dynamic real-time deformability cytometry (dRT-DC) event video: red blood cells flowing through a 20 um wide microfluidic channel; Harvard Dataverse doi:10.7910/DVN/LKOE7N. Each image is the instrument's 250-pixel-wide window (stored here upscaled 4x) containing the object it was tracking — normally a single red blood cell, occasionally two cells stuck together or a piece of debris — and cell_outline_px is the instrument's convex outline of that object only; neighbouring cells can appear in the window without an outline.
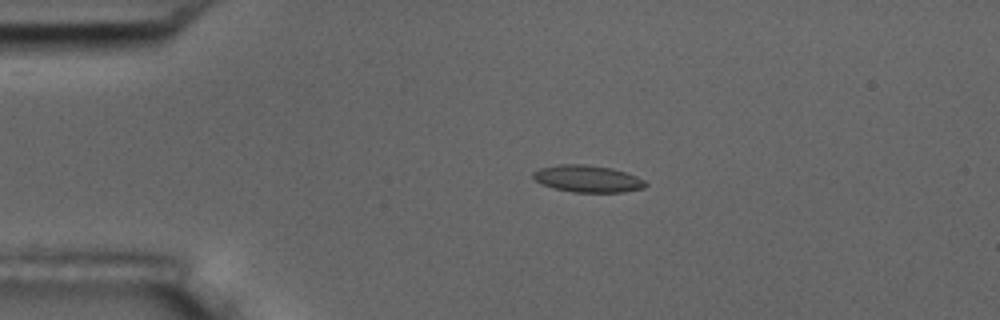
{"species": "common noctule bat (a hibernating species)", "species_latin": "Nyctalus noctula", "temperature_condition": "room temperature", "stored_images_in_passage": 3, "camera_frame_rate_fps": 3000, "um_per_image_px": 0.085, "animal": {"sex": "male", "body_mass_g": 17.5, "forearm_length_mm": 52.3}, "frame": {"image": 1, "passage_image": 2, "time_ms": 0.333, "image_size_px": [1000, 320], "cell_outline_px": [[648, 184], [644, 188], [624, 192], [572, 192], [540, 184], [532, 176], [532, 172], [540, 168], [560, 164], [584, 164], [612, 168], [636, 176], [644, 180]], "centroid_in_image_um": [49.94, 15.19], "position_along_channel_um": 35.1, "area_um2": 17.63}}